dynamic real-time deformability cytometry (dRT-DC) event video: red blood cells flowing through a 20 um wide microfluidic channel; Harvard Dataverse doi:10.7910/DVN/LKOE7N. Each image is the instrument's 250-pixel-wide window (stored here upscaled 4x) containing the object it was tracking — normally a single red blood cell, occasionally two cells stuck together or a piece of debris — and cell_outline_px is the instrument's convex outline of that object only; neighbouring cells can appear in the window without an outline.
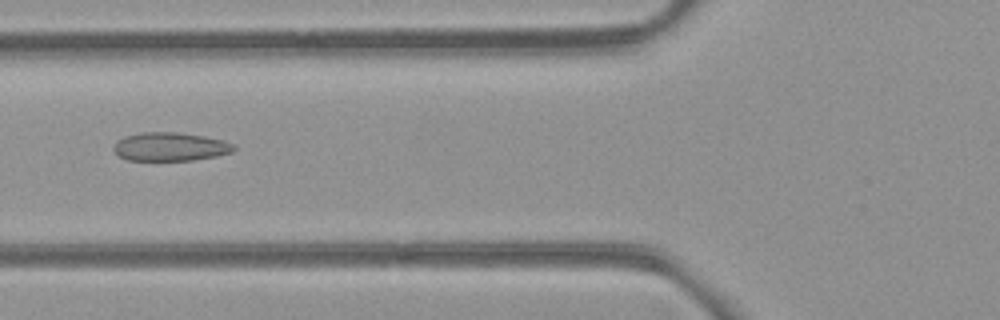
{"species": "common noctule bat (a hibernating species)", "species_latin": "Nyctalus noctula", "temperature_condition": "room temperature", "stored_images_in_passage": 5, "camera_frame_rate_fps": 3000, "um_per_image_px": 0.085, "animal": {"sex": "female", "body_mass_g": 21.9}, "frame": {"image": 1, "passage_image": 4, "time_ms": 3.667, "image_size_px": [1000, 320], "cell_outline_px": [[236, 148], [232, 152], [216, 156], [192, 160], [128, 160], [120, 156], [112, 148], [116, 140], [124, 136], [140, 132], [176, 132], [204, 136], [224, 140], [232, 144]], "centroid_in_image_um": [14.45, 12.46], "position_along_channel_um": 111.4, "area_um2": 20.0}}
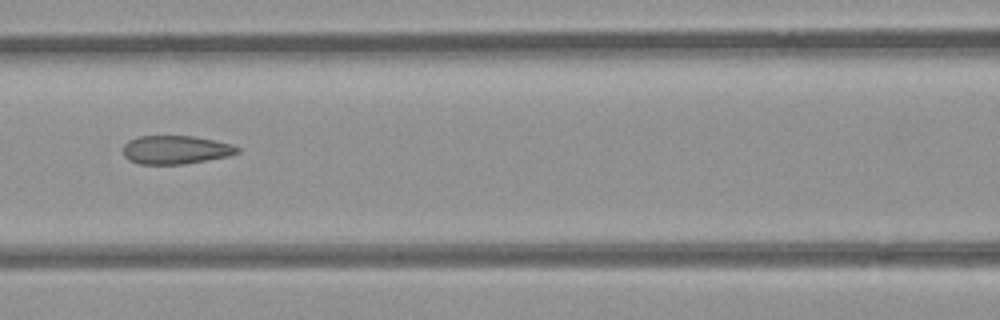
{"frame": {"image": 2, "passage_image": 5, "time_ms": 4.667, "image_size_px": [1000, 320], "cell_outline_px": [[240, 152], [228, 156], [184, 164], [140, 164], [128, 160], [124, 156], [124, 144], [128, 140], [140, 136], [192, 136], [232, 144], [240, 148]], "centroid_in_image_um": [14.92, 12.73], "position_along_channel_um": 151.7, "area_um2": 18.9}}